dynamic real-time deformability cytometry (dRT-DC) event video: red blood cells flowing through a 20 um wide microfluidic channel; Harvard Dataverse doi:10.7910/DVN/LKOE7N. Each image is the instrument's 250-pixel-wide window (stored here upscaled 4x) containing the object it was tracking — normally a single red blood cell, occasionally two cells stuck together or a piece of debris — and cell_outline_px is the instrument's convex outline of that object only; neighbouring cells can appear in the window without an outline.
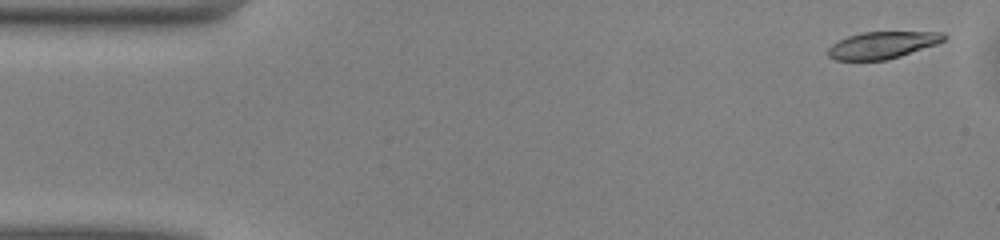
{"species": "common noctule bat (a hibernating species)", "species_latin": "Nyctalus noctula", "temperature_condition": "warm", "stored_images_in_passage": 50, "camera_frame_rate_fps": 3000, "um_per_image_px": 0.085, "animal": {"sex": "male", "body_mass_g": 13.0, "forearm_length_mm": 53.1}, "frame": {"image": 1, "passage_image": 2, "time_ms": 0.333, "image_size_px": [1000, 240], "cell_outline_px": [[948, 36], [944, 40], [936, 44], [900, 56], [884, 60], [836, 60], [828, 56], [828, 48], [832, 44], [848, 36], [860, 32], [944, 32]], "centroid_in_image_um": [75.0, 3.82], "position_along_channel_um": 10.0, "area_um2": 18.09}}
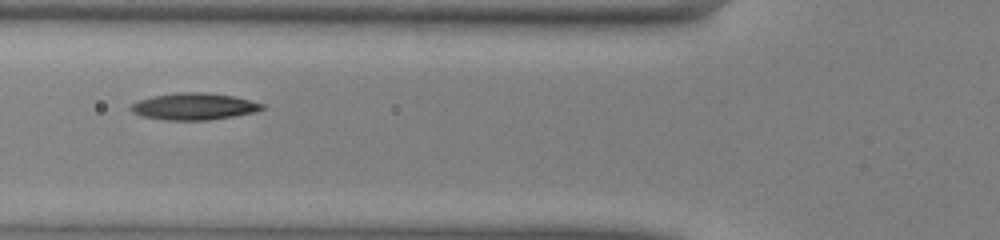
{"frame": {"image": 2, "passage_image": 18, "time_ms": 5.667, "image_size_px": [1000, 240], "cell_outline_px": [[264, 108], [256, 112], [208, 120], [164, 120], [140, 116], [132, 112], [128, 108], [132, 104], [140, 100], [152, 96], [176, 92], [204, 92], [232, 96], [252, 100], [264, 104]], "centroid_in_image_um": [16.47, 9.05], "position_along_channel_um": 109.3, "area_um2": 20.58}}
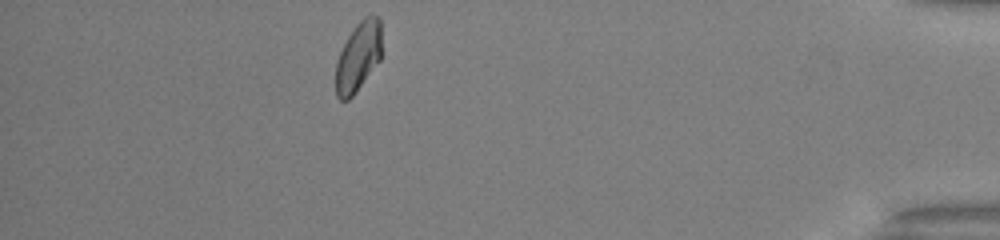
{"frame": {"image": 3, "passage_image": 44, "time_ms": 14.333, "image_size_px": [1000, 240], "cell_outline_px": [[380, 60], [352, 96], [348, 100], [340, 100], [336, 96], [336, 64], [340, 52], [348, 36], [356, 24], [368, 12], [372, 12], [380, 16]], "centroid_in_image_um": [30.46, 4.76], "position_along_channel_um": 404.7, "area_um2": 18.55}, "authors_computed_cell_mechanics": {"area_um2": 19.2474, "velocity_mm_per_s": 4.0751, "shape_relaxation_time_tau1_ms": 3.5634, "shape_relaxation_time_tau2_ms": 9.1386, "deformation_change_tau1": 0.1296, "deformation_change_tau2": 0.1244}}